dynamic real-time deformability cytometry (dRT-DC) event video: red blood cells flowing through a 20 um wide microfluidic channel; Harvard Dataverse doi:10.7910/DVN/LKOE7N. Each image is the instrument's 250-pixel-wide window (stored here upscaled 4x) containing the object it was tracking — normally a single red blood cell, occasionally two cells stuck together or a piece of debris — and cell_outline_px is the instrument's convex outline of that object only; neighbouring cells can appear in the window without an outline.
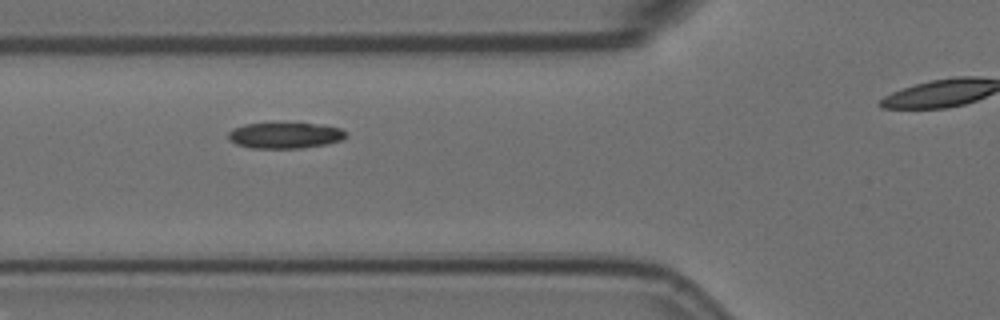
{"species": "Egyptian fruit bat (a non-hibernating species)", "species_latin": "Rousettus aegyptiacus", "temperature_condition": "room temperature", "stored_images_in_passage": 4, "segment_of_instrument_passage": [1, 2], "camera_frame_rate_fps": 3000, "um_per_image_px": 0.085, "animal": {"sex": "female"}, "frame": {"image": 1, "passage_image": 2, "time_ms": 0.333, "image_size_px": [1000, 320], "cell_outline_px": [[348, 136], [344, 140], [328, 144], [300, 148], [252, 148], [236, 144], [228, 140], [228, 132], [232, 128], [244, 124], [312, 124], [340, 128], [348, 132]], "centroid_in_image_um": [24.24, 11.53], "position_along_channel_um": 101.6, "area_um2": 17.74}}
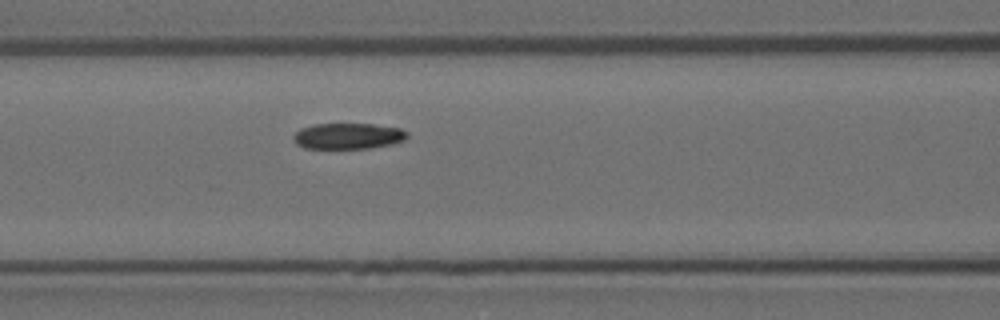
{"frame": {"image": 2, "passage_image": 3, "time_ms": 0.667, "image_size_px": [1000, 320], "cell_outline_px": [[408, 136], [404, 140], [392, 144], [368, 148], [304, 148], [296, 144], [292, 140], [292, 136], [300, 128], [312, 124], [372, 124], [400, 128], [408, 132]], "centroid_in_image_um": [29.55, 11.56], "position_along_channel_um": 137.0, "area_um2": 17.28}}